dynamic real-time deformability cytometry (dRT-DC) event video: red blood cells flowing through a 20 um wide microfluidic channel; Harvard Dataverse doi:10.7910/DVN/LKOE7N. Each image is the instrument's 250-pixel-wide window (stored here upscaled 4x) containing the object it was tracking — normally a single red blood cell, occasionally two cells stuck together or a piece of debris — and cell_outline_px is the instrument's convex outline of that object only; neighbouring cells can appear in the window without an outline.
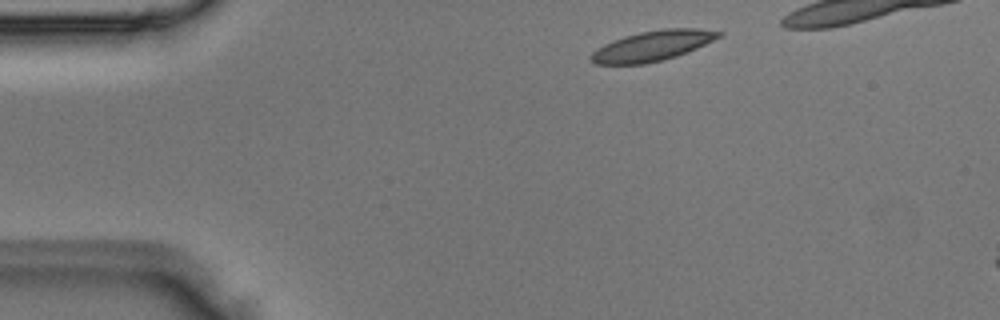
{"species": "Egyptian fruit bat (a non-hibernating species)", "species_latin": "Rousettus aegyptiacus", "temperature_condition": "room temperature", "stored_images_in_passage": 3, "camera_frame_rate_fps": 3000, "um_per_image_px": 0.085, "animal": {"sex": "male"}, "frame": {"image": 1, "passage_image": 1, "time_ms": 0.0, "image_size_px": [1000, 320], "cell_outline_px": [[724, 32], [720, 36], [688, 52], [664, 60], [644, 64], [596, 64], [588, 56], [592, 52], [604, 44], [612, 40], [624, 36], [640, 32], [664, 28], [696, 28]], "centroid_in_image_um": [55.44, 3.89], "position_along_channel_um": 29.6, "area_um2": 22.37}}